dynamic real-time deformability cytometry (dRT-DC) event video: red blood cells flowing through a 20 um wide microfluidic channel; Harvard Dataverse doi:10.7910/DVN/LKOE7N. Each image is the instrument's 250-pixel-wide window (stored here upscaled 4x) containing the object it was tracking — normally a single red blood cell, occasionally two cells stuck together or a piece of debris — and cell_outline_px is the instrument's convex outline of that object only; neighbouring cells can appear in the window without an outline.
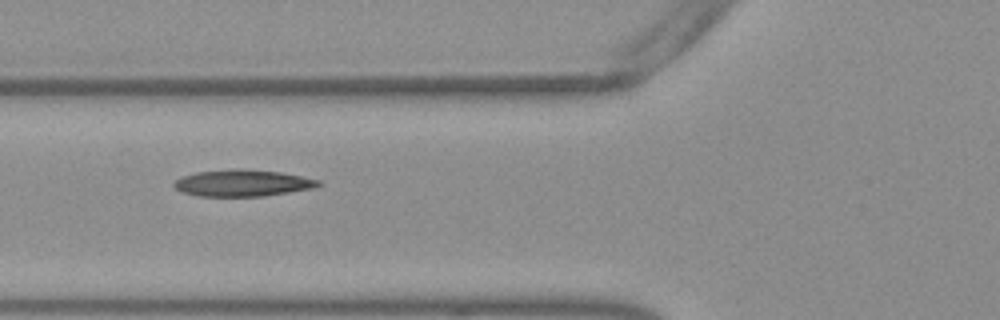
{"species": "Egyptian fruit bat (a non-hibernating species)", "species_latin": "Rousettus aegyptiacus", "temperature_condition": "warm", "stored_images_in_passage": 53, "camera_frame_rate_fps": 3000, "um_per_image_px": 0.085, "frame": {"image": 1, "passage_image": 20, "time_ms": 6.333, "image_size_px": [1000, 320], "cell_outline_px": [[324, 184], [316, 188], [264, 196], [196, 196], [180, 192], [172, 184], [172, 180], [180, 176], [196, 172], [244, 168], [280, 172], [320, 180]], "centroid_in_image_um": [20.6, 15.56], "position_along_channel_um": 105.2, "area_um2": 22.77}}
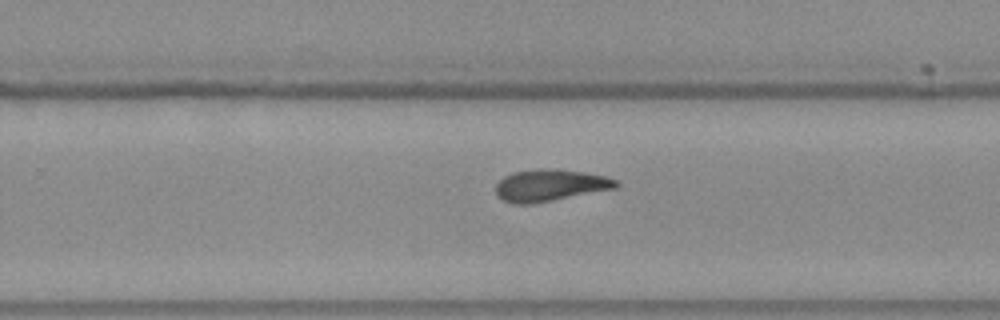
{"frame": {"image": 2, "passage_image": 34, "time_ms": 11.0, "image_size_px": [1000, 320], "cell_outline_px": [[620, 184], [616, 188], [532, 204], [512, 204], [500, 200], [496, 196], [496, 184], [504, 176], [512, 172], [552, 168], [584, 172], [604, 176], [616, 180]], "centroid_in_image_um": [46.71, 15.76], "position_along_channel_um": 283.1, "area_um2": 22.31}}
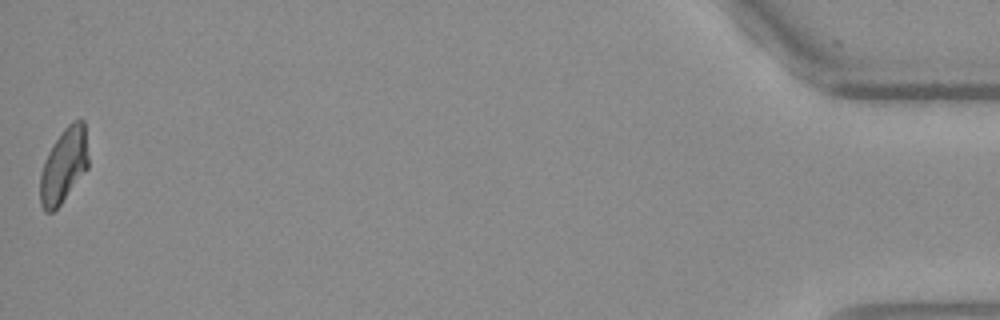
{"frame": {"image": 3, "passage_image": 53, "time_ms": 17.333, "image_size_px": [1000, 320], "cell_outline_px": [[88, 168], [60, 204], [52, 212], [44, 212], [40, 204], [40, 172], [44, 160], [52, 144], [64, 128], [72, 120], [84, 120], [88, 156]], "centroid_in_image_um": [5.41, 14.06], "position_along_channel_um": 429.8, "area_um2": 20.98}, "authors_computed_cell_mechanics": {"area_um2": 22.0796, "velocity_mm_per_s": 3.8109, "shape_relaxation_time_tau1_ms": 5.0995, "shape_relaxation_time_tau2_ms": 4.6452, "deformation_change_tau1": 0.1725, "deformation_change_tau2": 0.1236}}